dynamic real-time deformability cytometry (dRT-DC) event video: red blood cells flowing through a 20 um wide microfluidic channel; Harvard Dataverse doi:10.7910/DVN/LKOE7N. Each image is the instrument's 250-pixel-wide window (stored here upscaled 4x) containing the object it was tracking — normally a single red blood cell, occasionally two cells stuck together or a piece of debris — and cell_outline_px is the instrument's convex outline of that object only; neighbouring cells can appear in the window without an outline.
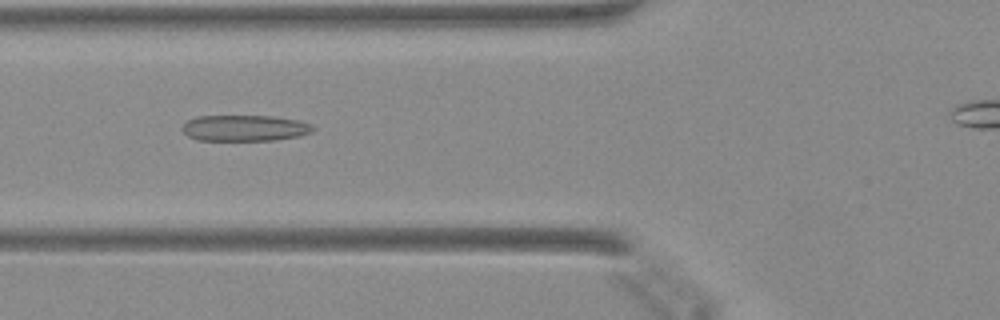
{"species": "Egyptian fruit bat (a non-hibernating species)", "species_latin": "Rousettus aegyptiacus", "temperature_condition": "warm", "stored_images_in_passage": 43, "camera_frame_rate_fps": 3000, "um_per_image_px": 0.085, "animal": {"sex": "female"}, "frame": {"image": 1, "passage_image": 18, "time_ms": 5.667, "image_size_px": [1000, 320], "cell_outline_px": [[316, 128], [312, 132], [300, 136], [272, 140], [196, 140], [188, 136], [180, 128], [188, 120], [196, 116], [272, 116], [296, 120], [312, 124]], "centroid_in_image_um": [20.8, 10.88], "position_along_channel_um": 105.0, "area_um2": 19.88}}
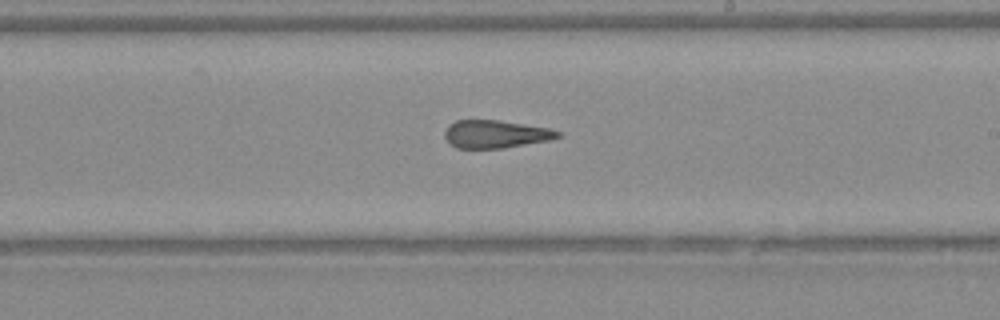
{"frame": {"image": 2, "passage_image": 28, "time_ms": 9.0, "image_size_px": [1000, 320], "cell_outline_px": [[560, 136], [552, 140], [500, 148], [456, 148], [444, 136], [444, 132], [448, 124], [456, 120], [496, 120], [548, 128], [560, 132]], "centroid_in_image_um": [42.1, 11.4], "position_along_channel_um": 246.9, "area_um2": 18.15}}
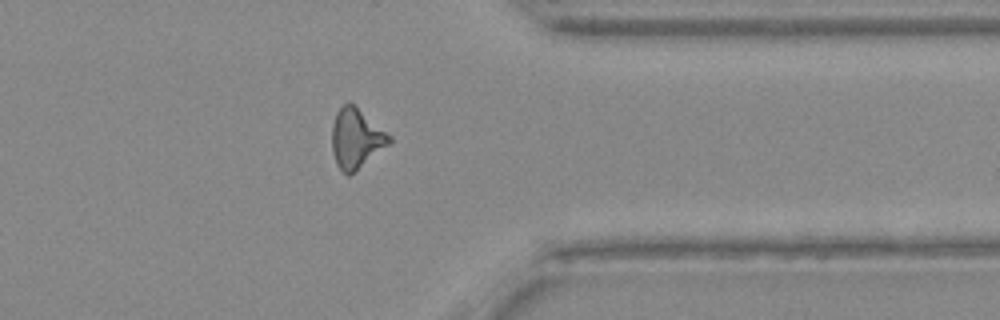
{"frame": {"image": 3, "passage_image": 38, "time_ms": 12.333, "image_size_px": [1000, 320], "cell_outline_px": [[392, 140], [388, 144], [348, 176], [336, 164], [332, 152], [332, 124], [336, 112], [348, 100], [392, 136]], "centroid_in_image_um": [30.24, 11.74], "position_along_channel_um": 381.2, "area_um2": 19.54}}